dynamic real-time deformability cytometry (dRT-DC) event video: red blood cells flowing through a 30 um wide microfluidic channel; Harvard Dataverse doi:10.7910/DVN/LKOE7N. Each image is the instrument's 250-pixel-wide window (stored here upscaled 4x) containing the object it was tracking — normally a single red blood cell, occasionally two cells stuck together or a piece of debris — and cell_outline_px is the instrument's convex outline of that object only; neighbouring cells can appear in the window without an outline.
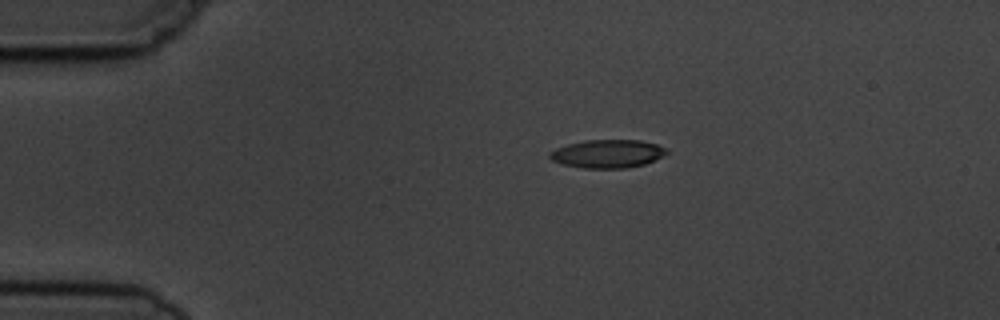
{"species": "common noctule bat (a hibernating species)", "species_latin": "Nyctalus noctula", "temperature_condition": "cold", "stored_images_in_passage": 4, "camera_frame_rate_fps": 3000, "um_per_image_px": 0.085, "animal": {"sex": "male", "body_mass_g": 19.5, "forearm_length_mm": 54.6}, "frame": {"image": 1, "passage_image": 1, "time_ms": 0.0, "image_size_px": [1000, 320], "cell_outline_px": [[668, 152], [644, 164], [628, 168], [584, 168], [560, 164], [552, 160], [548, 156], [556, 148], [568, 144], [584, 140], [640, 140], [656, 144], [664, 148]], "centroid_in_image_um": [51.59, 13.07], "position_along_channel_um": 33.4, "area_um2": 19.02}}
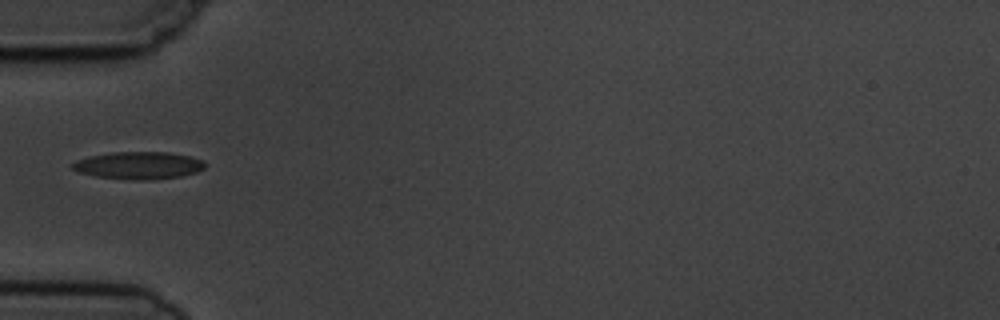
{"frame": {"image": 2, "passage_image": 3, "time_ms": 2.333, "image_size_px": [1000, 320], "cell_outline_px": [[204, 168], [196, 172], [180, 176], [148, 180], [136, 180], [96, 176], [80, 172], [72, 168], [72, 164], [76, 160], [92, 156], [112, 152], [168, 152], [192, 156], [204, 160]], "centroid_in_image_um": [11.82, 14.05], "position_along_channel_um": 73.2, "area_um2": 20.98}}
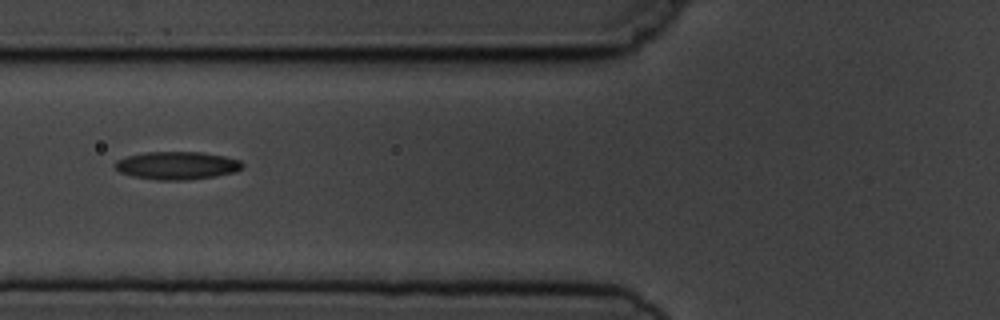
{"frame": {"image": 3, "passage_image": 4, "time_ms": 3.333, "image_size_px": [1000, 320], "cell_outline_px": [[244, 168], [236, 172], [216, 176], [188, 180], [156, 180], [132, 176], [120, 172], [112, 164], [116, 160], [128, 156], [144, 152], [200, 152], [224, 156], [240, 160], [244, 164]], "centroid_in_image_um": [15.06, 14.07], "position_along_channel_um": 110.7, "area_um2": 20.92}}